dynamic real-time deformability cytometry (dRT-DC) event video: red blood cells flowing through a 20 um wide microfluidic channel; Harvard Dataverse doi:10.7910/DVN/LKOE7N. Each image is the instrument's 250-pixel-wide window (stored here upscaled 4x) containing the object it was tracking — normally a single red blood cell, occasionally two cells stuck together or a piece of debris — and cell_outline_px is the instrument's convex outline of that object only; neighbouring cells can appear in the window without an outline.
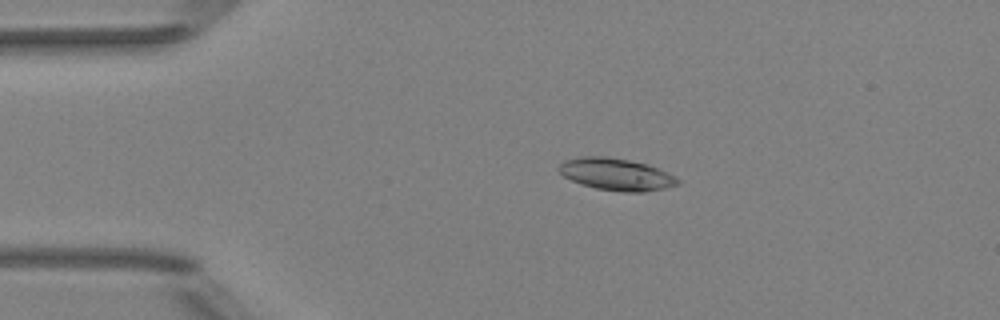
{"species": "Egyptian fruit bat (a non-hibernating species)", "species_latin": "Rousettus aegyptiacus", "temperature_condition": "room temperature", "stored_images_in_passage": 46, "camera_frame_rate_fps": 3000, "um_per_image_px": 0.085, "animal": {"sex": "female"}, "frame": {"image": 1, "passage_image": 5, "time_ms": 1.333, "image_size_px": [1000, 320], "cell_outline_px": [[680, 184], [664, 188], [644, 192], [628, 192], [596, 188], [580, 184], [564, 176], [560, 172], [560, 164], [564, 160], [580, 156], [604, 156], [628, 160], [644, 164], [656, 168], [680, 180]], "centroid_in_image_um": [52.35, 14.82], "position_along_channel_um": 32.7, "area_um2": 21.73}}
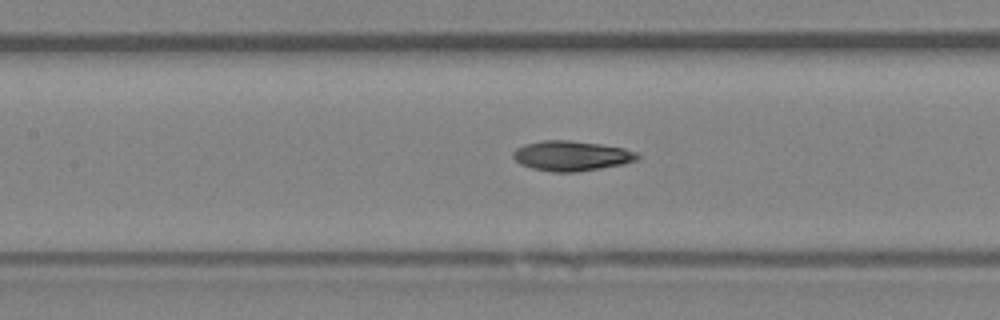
{"frame": {"image": 2, "passage_image": 18, "time_ms": 5.667, "image_size_px": [1000, 320], "cell_outline_px": [[640, 156], [636, 160], [624, 164], [576, 172], [552, 172], [532, 168], [520, 164], [512, 156], [512, 152], [516, 148], [524, 144], [544, 140], [568, 140], [600, 144], [624, 148], [636, 152]], "centroid_in_image_um": [48.55, 13.24], "position_along_channel_um": 158.8, "area_um2": 21.73}}
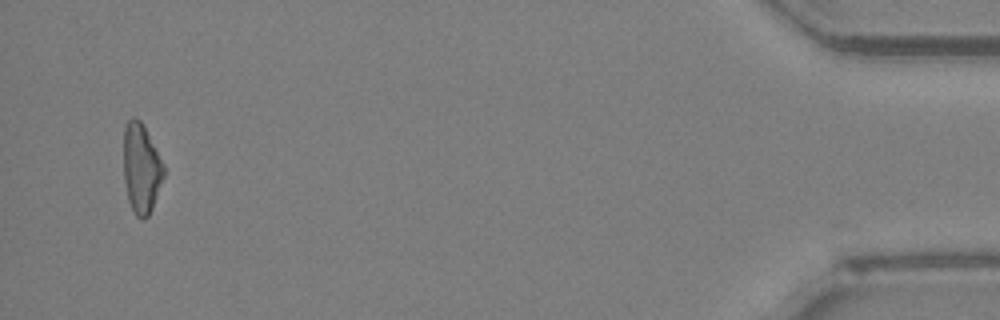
{"frame": {"image": 3, "passage_image": 44, "time_ms": 14.333, "image_size_px": [1000, 320], "cell_outline_px": [[164, 176], [152, 208], [148, 216], [144, 220], [136, 216], [128, 200], [124, 180], [124, 128], [128, 120], [132, 116], [136, 116], [140, 120], [164, 164]], "centroid_in_image_um": [12.0, 14.31], "position_along_channel_um": 423.2, "area_um2": 20.81}, "authors_computed_cell_mechanics": {"area_um2": 21.1548, "velocity_mm_per_s": 4.0368, "shape_relaxation_time_tau1_ms": 10.2585, "shape_relaxation_time_tau2_ms": 9.165, "deformation_change_tau1": 0.2468, "deformation_change_tau2": 0.1837}}